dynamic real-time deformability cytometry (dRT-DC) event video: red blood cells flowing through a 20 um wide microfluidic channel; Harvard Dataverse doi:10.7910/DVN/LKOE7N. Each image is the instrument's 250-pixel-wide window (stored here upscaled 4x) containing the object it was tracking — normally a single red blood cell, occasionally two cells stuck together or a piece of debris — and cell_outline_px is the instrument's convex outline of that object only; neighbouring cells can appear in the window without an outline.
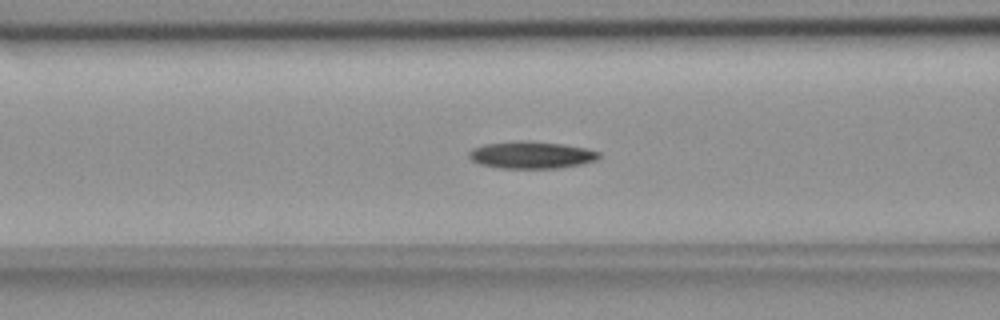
{"species": "common noctule bat (a hibernating species)", "species_latin": "Nyctalus noctula", "temperature_condition": "room temperature", "stored_images_in_passage": 55, "camera_frame_rate_fps": 3000, "um_per_image_px": 0.085, "animal": {"sex": "female", "body_mass_g": 18.4}, "frame": {"image": 1, "passage_image": 22, "time_ms": 7.0, "image_size_px": [1000, 320], "cell_outline_px": [[600, 156], [596, 160], [580, 164], [560, 168], [500, 168], [480, 164], [472, 160], [468, 156], [468, 152], [472, 148], [484, 144], [516, 140], [528, 140], [564, 144], [588, 148], [600, 152]], "centroid_in_image_um": [45.16, 13.16], "position_along_channel_um": 121.4, "area_um2": 20.81}}
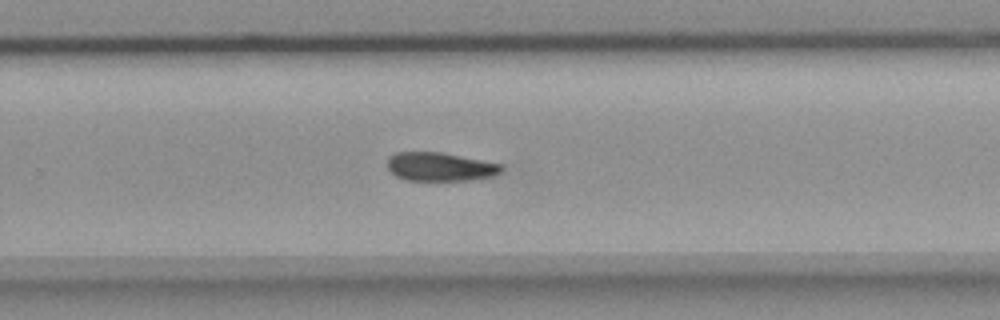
{"frame": {"image": 2, "passage_image": 36, "time_ms": 11.667, "image_size_px": [1000, 320], "cell_outline_px": [[504, 168], [500, 172], [492, 176], [480, 180], [404, 180], [396, 176], [388, 168], [388, 156], [396, 152], [440, 152], [504, 164]], "centroid_in_image_um": [37.44, 14.18], "position_along_channel_um": 292.4, "area_um2": 19.19}}
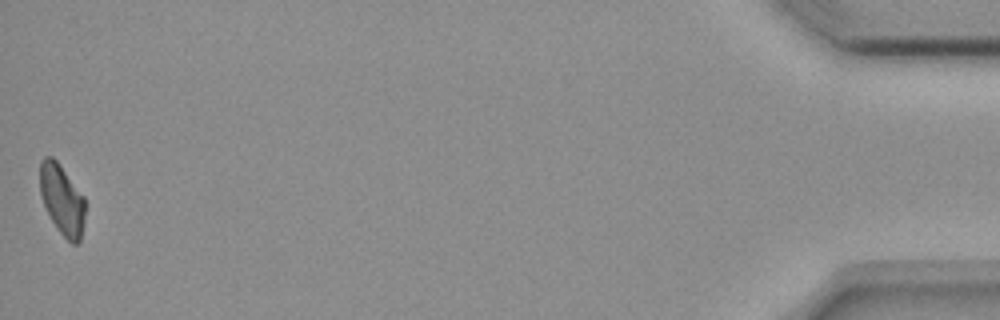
{"frame": {"image": 3, "passage_image": 55, "time_ms": 18.0, "image_size_px": [1000, 320], "cell_outline_px": [[84, 220], [80, 240], [76, 244], [72, 244], [60, 232], [52, 220], [44, 204], [40, 192], [40, 160], [44, 156], [52, 156], [60, 164], [84, 196]], "centroid_in_image_um": [5.27, 16.93], "position_along_channel_um": 429.9, "area_um2": 18.32}, "authors_computed_cell_mechanics": {"area_um2": 19.8254, "velocity_mm_per_s": 3.6682, "shape_relaxation_time_tau1_ms": 9.2789, "shape_relaxation_time_tau2_ms": null, "deformation_change_tau1": 0.1894, "deformation_change_tau2": null}}